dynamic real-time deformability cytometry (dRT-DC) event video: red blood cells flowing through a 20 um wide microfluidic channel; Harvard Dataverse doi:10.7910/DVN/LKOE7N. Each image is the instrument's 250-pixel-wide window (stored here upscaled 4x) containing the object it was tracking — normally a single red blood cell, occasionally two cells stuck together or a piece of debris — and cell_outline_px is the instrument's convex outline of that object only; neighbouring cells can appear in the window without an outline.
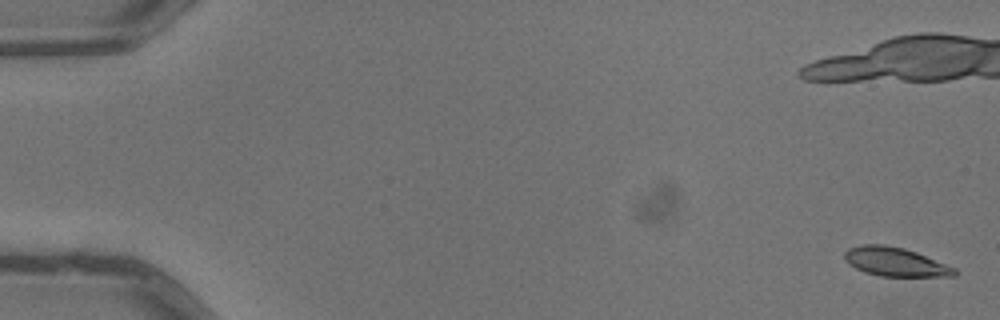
{"species": "common noctule bat (a hibernating species)", "species_latin": "Nyctalus noctula", "temperature_condition": "warm", "stored_images_in_passage": 6, "camera_frame_rate_fps": 3000, "um_per_image_px": 0.085, "animal": {"sex": "male", "body_mass_g": 13.3}, "frame": {"image": 1, "passage_image": 1, "time_ms": 0.0, "image_size_px": [1000, 320], "cell_outline_px": [[956, 276], [880, 276], [864, 272], [848, 264], [844, 260], [844, 252], [848, 248], [864, 244], [884, 244], [904, 248], [916, 252], [956, 268]], "centroid_in_image_um": [76.06, 22.25], "position_along_channel_um": 8.9, "area_um2": 18.5}}